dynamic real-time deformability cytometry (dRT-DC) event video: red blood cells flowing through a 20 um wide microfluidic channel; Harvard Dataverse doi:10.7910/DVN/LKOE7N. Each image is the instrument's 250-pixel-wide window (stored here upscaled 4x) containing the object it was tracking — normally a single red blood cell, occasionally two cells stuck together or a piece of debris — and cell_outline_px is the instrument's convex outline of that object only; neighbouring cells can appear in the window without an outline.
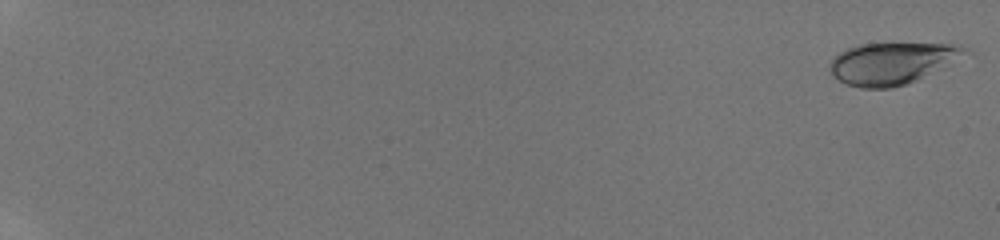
{"species": "human", "species_latin": "Homo sapiens", "temperature_condition": "room temperature", "stored_images_in_passage": 74, "camera_frame_rate_fps": 3000, "um_per_image_px": 0.085, "donor": {"sex": "male"}, "frame": {"image": 1, "passage_image": 1, "time_ms": 0.0, "image_size_px": [1000, 240], "cell_outline_px": [[972, 52], [944, 68], [908, 84], [892, 88], [860, 88], [844, 84], [832, 76], [828, 68], [832, 60], [840, 52], [848, 48], [860, 44], [948, 44], [964, 48]], "centroid_in_image_um": [75.81, 5.41], "position_along_channel_um": 9.2, "area_um2": 33.0}}
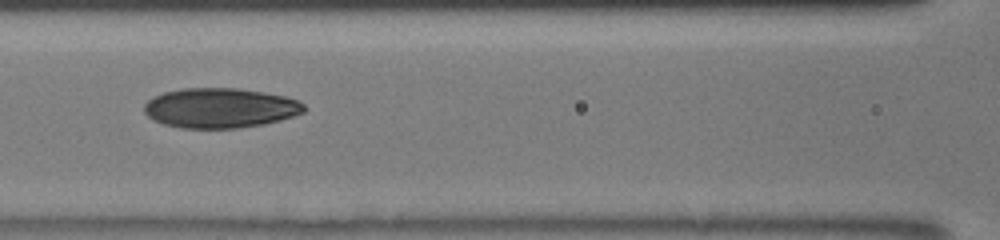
{"frame": {"image": 2, "passage_image": 42, "time_ms": 9.333, "image_size_px": [1000, 240], "cell_outline_px": [[308, 108], [304, 112], [280, 120], [264, 124], [240, 128], [180, 128], [164, 124], [148, 116], [144, 112], [144, 104], [152, 96], [164, 92], [184, 88], [236, 88], [264, 92], [284, 96], [300, 100]], "centroid_in_image_um": [18.73, 9.17], "position_along_channel_um": 147.9, "area_um2": 37.34}}
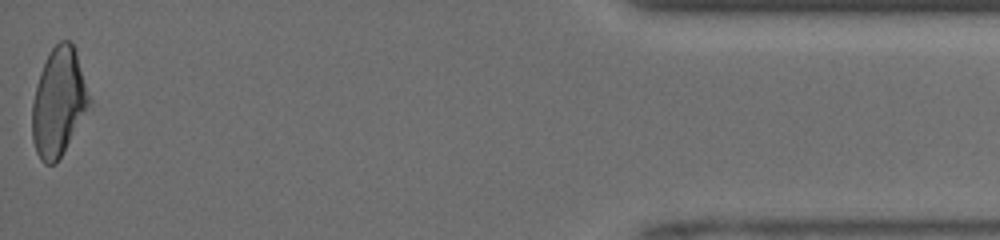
{"frame": {"image": 3, "passage_image": 74, "time_ms": 17.667, "image_size_px": [1000, 240], "cell_outline_px": [[92, 108], [60, 156], [52, 164], [44, 164], [40, 160], [36, 152], [32, 140], [32, 100], [36, 84], [40, 72], [48, 52], [60, 40], [68, 40], [72, 44], [76, 52], [92, 100]], "centroid_in_image_um": [5.0, 8.69], "position_along_channel_um": 430.2, "area_um2": 36.47}, "authors_computed_cell_mechanics": {"area_um2": 36.0672, "velocity_mm_per_s": 4.1663, "shape_relaxation_time_tau1_ms": 5.9899, "shape_relaxation_time_tau2_ms": 1.9004, "deformation_change_tau1": 0.189, "deformation_change_tau2": 0.0831}}